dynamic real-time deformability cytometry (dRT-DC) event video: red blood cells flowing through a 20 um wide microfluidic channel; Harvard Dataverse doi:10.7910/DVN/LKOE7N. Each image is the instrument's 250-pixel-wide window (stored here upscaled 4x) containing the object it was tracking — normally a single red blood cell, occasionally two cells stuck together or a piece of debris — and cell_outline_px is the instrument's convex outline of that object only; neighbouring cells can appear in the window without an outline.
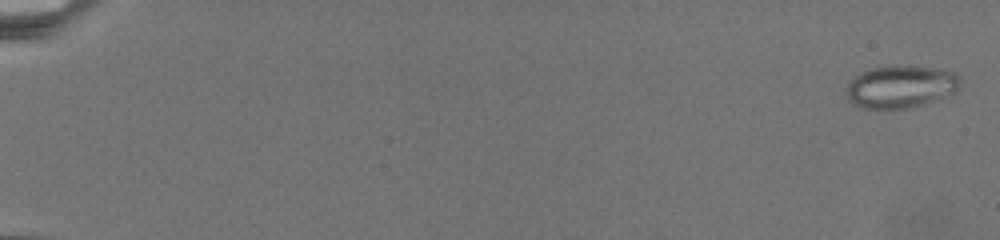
{"species": "common noctule bat (a hibernating species)", "species_latin": "Nyctalus noctula", "temperature_condition": "warm", "stored_images_in_passage": 26, "camera_frame_rate_fps": 3000, "um_per_image_px": 0.085, "animal": {"sex": "female", "body_mass_g": 19.5, "forearm_length_mm": 54.1}, "frame": {"image": 1, "passage_image": 1, "time_ms": 0.0, "image_size_px": [1000, 240], "cell_outline_px": [[960, 84], [956, 92], [924, 104], [908, 108], [864, 108], [848, 100], [844, 92], [848, 84], [860, 72], [872, 68], [936, 68], [956, 72], [960, 76]], "centroid_in_image_um": [76.57, 7.4], "position_along_channel_um": 8.4, "area_um2": 27.51}}
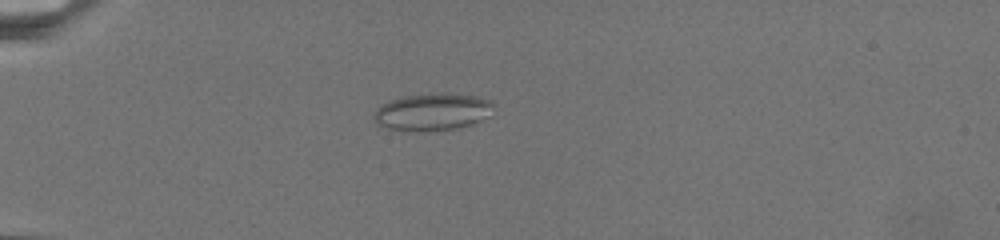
{"frame": {"image": 2, "passage_image": 23, "time_ms": 7.333, "image_size_px": [1000, 240], "cell_outline_px": [[492, 116], [472, 124], [456, 128], [428, 132], [408, 132], [388, 128], [376, 124], [372, 116], [376, 108], [388, 100], [404, 96], [436, 92], [444, 92], [476, 96], [492, 100]], "centroid_in_image_um": [36.74, 9.52], "position_along_channel_um": 48.3, "area_um2": 26.76}}